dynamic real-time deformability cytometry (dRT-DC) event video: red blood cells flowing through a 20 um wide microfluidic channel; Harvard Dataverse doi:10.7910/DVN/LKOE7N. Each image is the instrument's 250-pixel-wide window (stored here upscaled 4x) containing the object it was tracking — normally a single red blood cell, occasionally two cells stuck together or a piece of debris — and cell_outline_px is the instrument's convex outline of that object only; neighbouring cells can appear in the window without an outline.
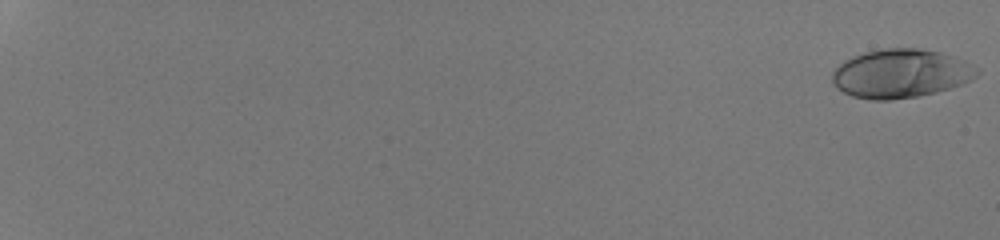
{"species": "human", "species_latin": "Homo sapiens", "temperature_condition": "room temperature", "stored_images_in_passage": 53, "camera_frame_rate_fps": 3000, "um_per_image_px": 0.085, "donor": {"sex": "male"}, "frame": {"image": 1, "passage_image": 1, "time_ms": 0.0, "image_size_px": [1000, 240], "cell_outline_px": [[980, 72], [976, 76], [960, 84], [936, 92], [916, 96], [888, 100], [872, 100], [852, 96], [836, 88], [832, 80], [832, 72], [844, 60], [852, 56], [864, 52], [884, 48], [920, 48], [940, 52], [964, 60], [980, 68]], "centroid_in_image_um": [76.55, 6.24], "position_along_channel_um": 8.5, "area_um2": 41.04}}
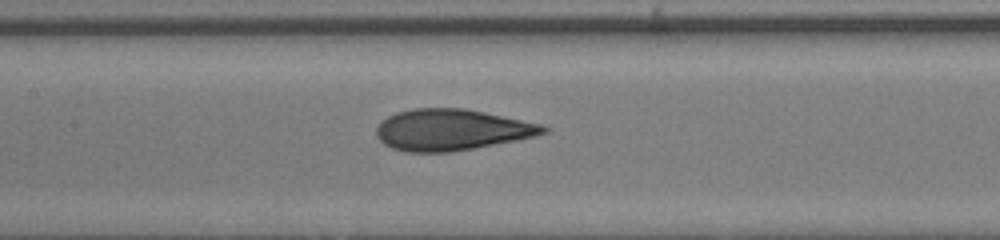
{"frame": {"image": 2, "passage_image": 31, "time_ms": 10.0, "image_size_px": [1000, 240], "cell_outline_px": [[552, 132], [536, 136], [516, 140], [452, 152], [408, 152], [392, 148], [384, 144], [376, 136], [376, 128], [388, 116], [396, 112], [412, 108], [464, 108], [484, 112], [540, 124], [552, 128]], "centroid_in_image_um": [38.41, 11.03], "position_along_channel_um": 169.0, "area_um2": 40.11}}
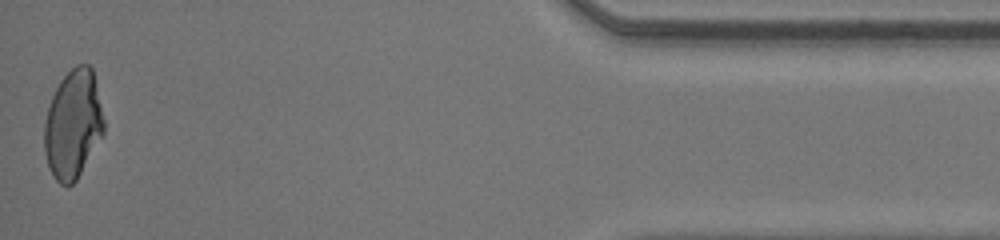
{"frame": {"image": 3, "passage_image": 53, "time_ms": 17.333, "image_size_px": [1000, 240], "cell_outline_px": [[104, 136], [76, 180], [68, 188], [60, 184], [52, 176], [48, 168], [44, 152], [44, 124], [48, 108], [52, 96], [60, 80], [76, 64], [88, 64], [92, 68], [104, 120]], "centroid_in_image_um": [6.2, 10.62], "position_along_channel_um": 429.0, "area_um2": 38.03}, "authors_computed_cell_mechanics": {"area_um2": 39.4774, "velocity_mm_per_s": 4.327, "shape_relaxation_time_tau1_ms": 7.3151, "shape_relaxation_time_tau2_ms": null, "deformation_change_tau1": 0.2586, "deformation_change_tau2": null}}